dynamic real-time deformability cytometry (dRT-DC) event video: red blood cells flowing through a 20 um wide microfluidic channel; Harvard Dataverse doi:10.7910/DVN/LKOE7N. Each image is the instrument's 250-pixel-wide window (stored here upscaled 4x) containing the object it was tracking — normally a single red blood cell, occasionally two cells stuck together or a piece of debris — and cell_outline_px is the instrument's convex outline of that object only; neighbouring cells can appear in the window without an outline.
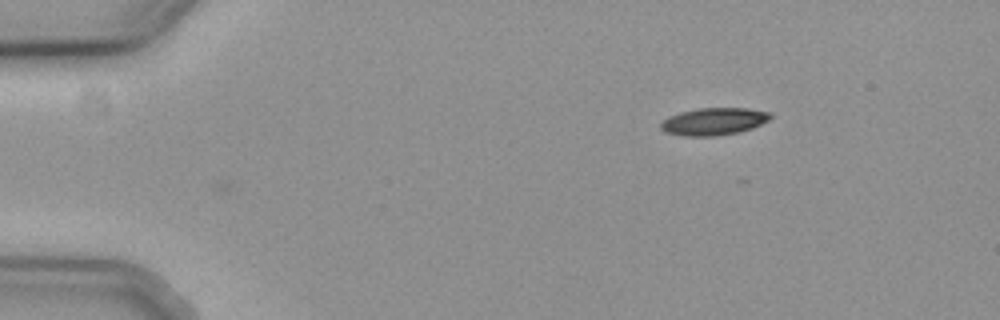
{"species": "common noctule bat (a hibernating species)", "species_latin": "Nyctalus noctula", "temperature_condition": "cold", "stored_images_in_passage": 12, "camera_frame_rate_fps": 3000, "um_per_image_px": 0.085, "animal": {"sex": "female", "body_mass_g": 19.3, "forearm_length_mm": 54.1}, "frame": {"image": 1, "passage_image": 12, "time_ms": 3.667, "image_size_px": [1000, 320], "cell_outline_px": [[772, 116], [768, 120], [752, 128], [736, 132], [712, 136], [684, 136], [664, 132], [660, 128], [660, 124], [668, 116], [680, 112], [700, 108], [748, 108], [772, 112]], "centroid_in_image_um": [60.66, 10.31], "position_along_channel_um": 24.3, "area_um2": 17.4}}